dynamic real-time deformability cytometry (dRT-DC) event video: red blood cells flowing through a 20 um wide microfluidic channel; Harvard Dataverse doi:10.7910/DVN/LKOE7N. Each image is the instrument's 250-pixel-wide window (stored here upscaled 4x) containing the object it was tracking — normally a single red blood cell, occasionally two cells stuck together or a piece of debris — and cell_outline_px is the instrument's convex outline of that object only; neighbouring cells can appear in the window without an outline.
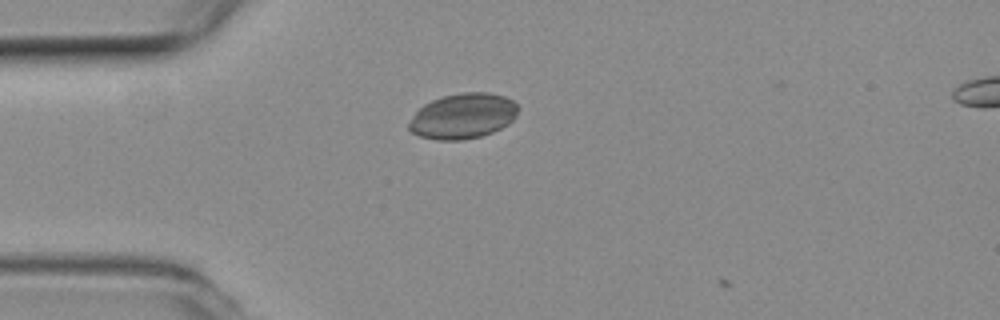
{"species": "common noctule bat (a hibernating species)", "species_latin": "Nyctalus noctula", "temperature_condition": "room temperature", "stored_images_in_passage": 3, "camera_frame_rate_fps": 3000, "um_per_image_px": 0.085, "animal": {"sex": "female", "body_mass_g": 19.3, "forearm_length_mm": 54.1}, "frame": {"image": 1, "passage_image": 2, "time_ms": 0.333, "image_size_px": [1000, 320], "cell_outline_px": [[520, 108], [516, 116], [508, 124], [492, 132], [480, 136], [464, 140], [436, 140], [420, 136], [412, 132], [408, 128], [408, 124], [416, 112], [424, 104], [432, 100], [444, 96], [460, 92], [488, 92], [504, 96], [512, 100]], "centroid_in_image_um": [39.36, 9.86], "position_along_channel_um": 45.6, "area_um2": 28.84}}